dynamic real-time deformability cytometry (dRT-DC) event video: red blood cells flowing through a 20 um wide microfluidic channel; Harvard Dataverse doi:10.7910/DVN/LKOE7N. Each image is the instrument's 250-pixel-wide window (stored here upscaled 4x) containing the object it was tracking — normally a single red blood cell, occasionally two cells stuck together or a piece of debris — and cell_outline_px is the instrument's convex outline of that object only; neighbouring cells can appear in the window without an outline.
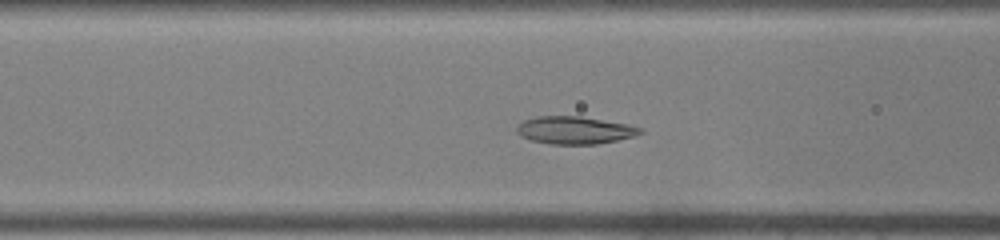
{"species": "common noctule bat (a hibernating species)", "species_latin": "Nyctalus noctula", "temperature_condition": "warm", "stored_images_in_passage": 38, "camera_frame_rate_fps": 3000, "um_per_image_px": 0.085, "animal": {"sex": "male", "body_mass_g": 19.0, "forearm_length_mm": 50.8}, "frame": {"image": 1, "passage_image": 12, "time_ms": 3.667, "image_size_px": [1000, 240], "cell_outline_px": [[644, 132], [632, 136], [616, 140], [596, 144], [548, 144], [532, 140], [520, 136], [516, 132], [516, 128], [524, 120], [536, 116], [580, 116], [628, 124], [644, 128]], "centroid_in_image_um": [48.84, 11.06], "position_along_channel_um": 117.8, "area_um2": 19.83}}
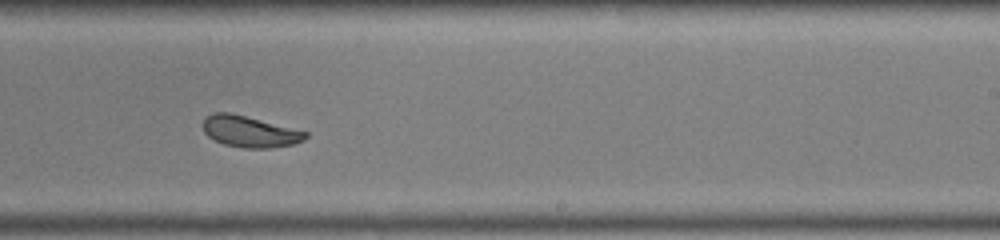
{"frame": {"image": 2, "passage_image": 22, "time_ms": 7.0, "image_size_px": [1000, 240], "cell_outline_px": [[308, 136], [304, 140], [292, 144], [268, 148], [244, 148], [224, 144], [208, 136], [204, 132], [200, 124], [204, 116], [212, 112], [232, 112], [308, 132]], "centroid_in_image_um": [21.16, 11.16], "position_along_channel_um": 267.8, "area_um2": 18.9}}
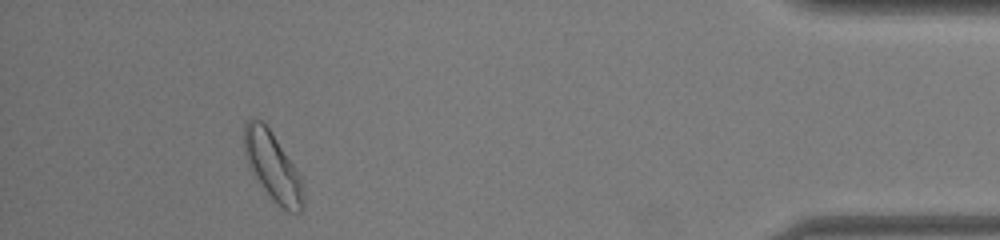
{"frame": {"image": 3, "passage_image": 35, "time_ms": 11.333, "image_size_px": [1000, 240], "cell_outline_px": [[304, 204], [300, 212], [288, 212], [276, 204], [260, 184], [248, 164], [244, 156], [244, 120], [256, 116], [264, 120], [296, 168], [300, 176], [304, 188]], "centroid_in_image_um": [23.17, 14.1], "position_along_channel_um": 412.0, "area_um2": 23.99}}